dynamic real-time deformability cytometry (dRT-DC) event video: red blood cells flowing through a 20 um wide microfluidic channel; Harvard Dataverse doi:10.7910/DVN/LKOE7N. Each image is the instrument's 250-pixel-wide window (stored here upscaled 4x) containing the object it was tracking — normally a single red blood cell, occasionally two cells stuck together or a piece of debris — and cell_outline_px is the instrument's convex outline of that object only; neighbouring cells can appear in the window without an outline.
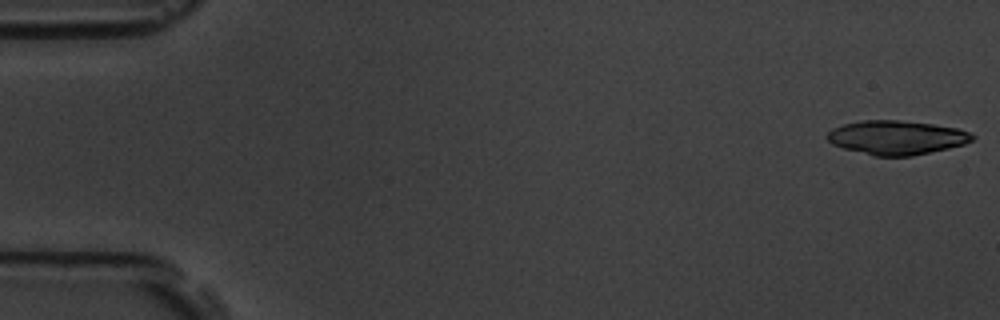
{"species": "common noctule bat (a hibernating species)", "species_latin": "Nyctalus noctula", "temperature_condition": "room temperature", "stored_images_in_passage": 6, "camera_frame_rate_fps": 3000, "um_per_image_px": 0.085, "animal": {"sex": "male", "body_mass_g": 19.5, "forearm_length_mm": 54.6}, "frame": {"image": 1, "passage_image": 1, "time_ms": 0.0, "image_size_px": [1000, 320], "cell_outline_px": [[976, 136], [972, 140], [964, 144], [948, 148], [912, 156], [872, 156], [844, 148], [832, 144], [824, 136], [832, 128], [844, 124], [860, 120], [900, 120], [932, 124], [956, 128], [972, 132]], "centroid_in_image_um": [76.19, 11.69], "position_along_channel_um": 8.8, "area_um2": 28.9}}